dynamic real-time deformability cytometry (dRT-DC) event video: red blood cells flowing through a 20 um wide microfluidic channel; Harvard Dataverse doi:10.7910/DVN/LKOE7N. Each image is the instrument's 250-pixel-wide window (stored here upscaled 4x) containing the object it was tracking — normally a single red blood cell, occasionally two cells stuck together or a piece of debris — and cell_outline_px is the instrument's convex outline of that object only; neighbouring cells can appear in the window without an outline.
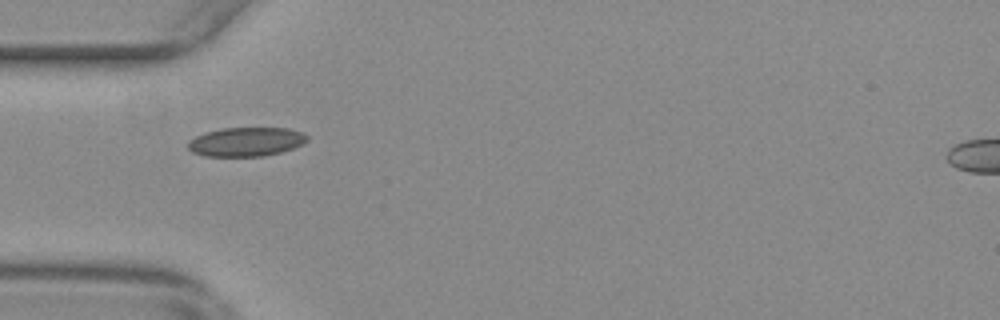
{"species": "common noctule bat (a hibernating species)", "species_latin": "Nyctalus noctula", "temperature_condition": "warm", "stored_images_in_passage": 48, "camera_frame_rate_fps": 3000, "um_per_image_px": 0.085, "animal": {"sex": "female", "body_mass_g": 29.2, "forearm_length_mm": 56.3}, "frame": {"image": 1, "passage_image": 9, "time_ms": 2.667, "image_size_px": [1000, 320], "cell_outline_px": [[308, 140], [304, 144], [280, 152], [264, 156], [204, 156], [192, 152], [188, 148], [188, 140], [204, 132], [220, 128], [288, 128], [304, 132], [308, 136]], "centroid_in_image_um": [20.92, 12.04], "position_along_channel_um": 64.1, "area_um2": 20.35}}
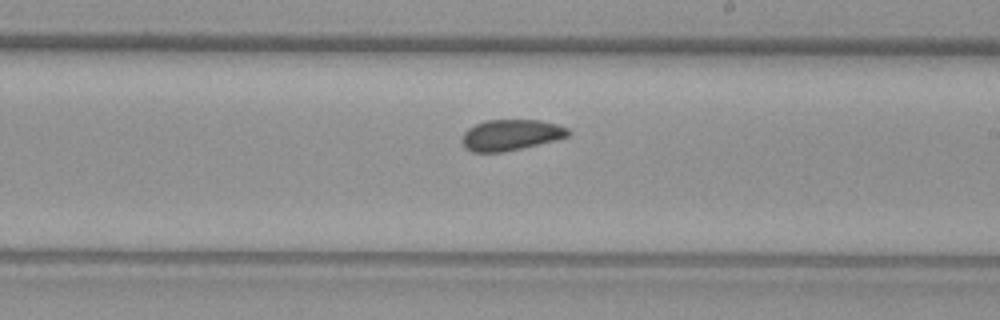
{"frame": {"image": 2, "passage_image": 24, "time_ms": 7.667, "image_size_px": [1000, 320], "cell_outline_px": [[572, 132], [568, 136], [556, 140], [504, 152], [472, 152], [464, 148], [460, 140], [464, 132], [468, 128], [484, 120], [540, 120], [556, 124], [568, 128]], "centroid_in_image_um": [43.39, 11.47], "position_along_channel_um": 245.6, "area_um2": 19.31}}
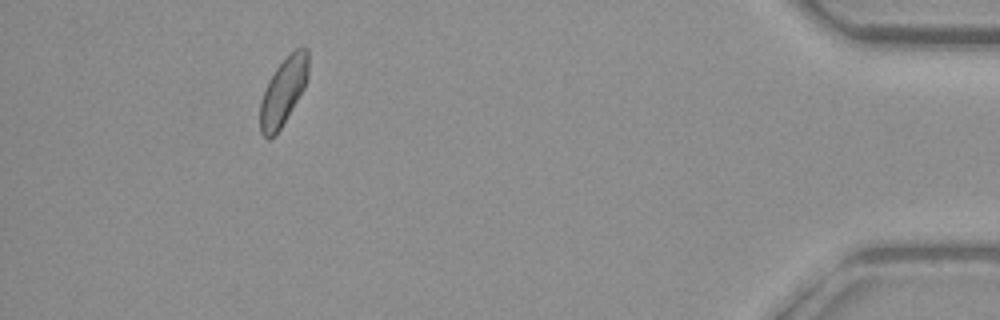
{"frame": {"image": 3, "passage_image": 43, "time_ms": 14.0, "image_size_px": [1000, 320], "cell_outline_px": [[308, 76], [304, 88], [280, 128], [268, 140], [260, 132], [260, 100], [268, 80], [276, 68], [296, 48], [308, 48]], "centroid_in_image_um": [24.06, 7.76], "position_along_channel_um": 411.1, "area_um2": 18.55}, "authors_computed_cell_mechanics": {"area_um2": 19.5364, "velocity_mm_per_s": 3.6363, "shape_relaxation_time_tau1_ms": null, "shape_relaxation_time_tau2_ms": 1.9016, "deformation_change_tau1": null, "deformation_change_tau2": 0.0606}}